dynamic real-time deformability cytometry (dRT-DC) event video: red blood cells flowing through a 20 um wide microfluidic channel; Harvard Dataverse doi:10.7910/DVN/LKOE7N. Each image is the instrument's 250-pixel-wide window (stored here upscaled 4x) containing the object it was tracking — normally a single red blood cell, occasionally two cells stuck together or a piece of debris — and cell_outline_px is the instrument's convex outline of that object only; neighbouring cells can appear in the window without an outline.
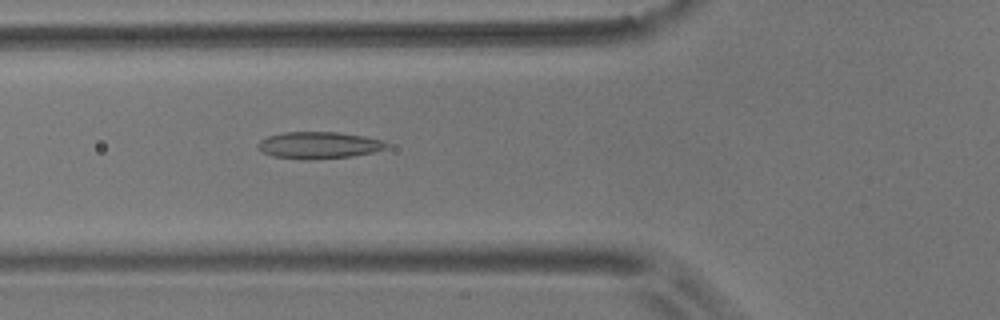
{"species": "common noctule bat (a hibernating species)", "species_latin": "Nyctalus noctula", "temperature_condition": "room temperature", "stored_images_in_passage": 45, "camera_frame_rate_fps": 3000, "um_per_image_px": 0.085, "animal": {"sex": "male", "body_mass_g": 17.9}, "frame": {"image": 1, "passage_image": 10, "time_ms": 3.0, "image_size_px": [1000, 320], "cell_outline_px": [[388, 148], [372, 152], [352, 156], [308, 160], [304, 160], [272, 156], [260, 152], [256, 148], [256, 144], [260, 140], [268, 136], [284, 132], [340, 132], [364, 136], [384, 140], [388, 144]], "centroid_in_image_um": [27.07, 12.34], "position_along_channel_um": 98.7, "area_um2": 20.4}}
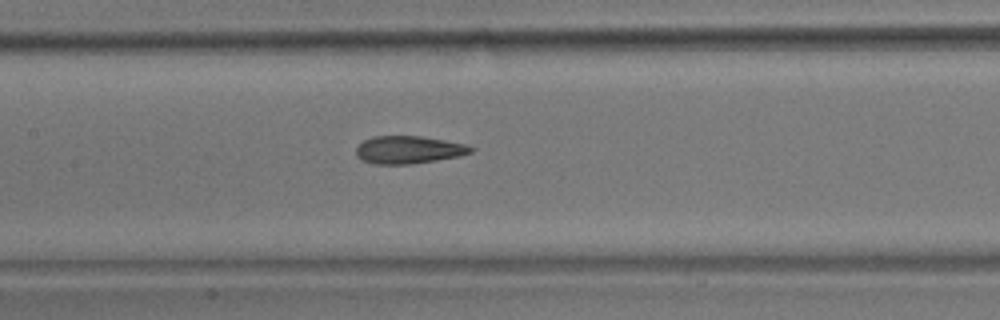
{"frame": {"image": 2, "passage_image": 16, "time_ms": 5.0, "image_size_px": [1000, 320], "cell_outline_px": [[476, 148], [472, 152], [460, 156], [436, 160], [408, 164], [372, 164], [360, 160], [356, 156], [356, 148], [364, 140], [372, 136], [420, 136], [444, 140], [464, 144]], "centroid_in_image_um": [34.7, 12.73], "position_along_channel_um": 172.7, "area_um2": 18.55}}
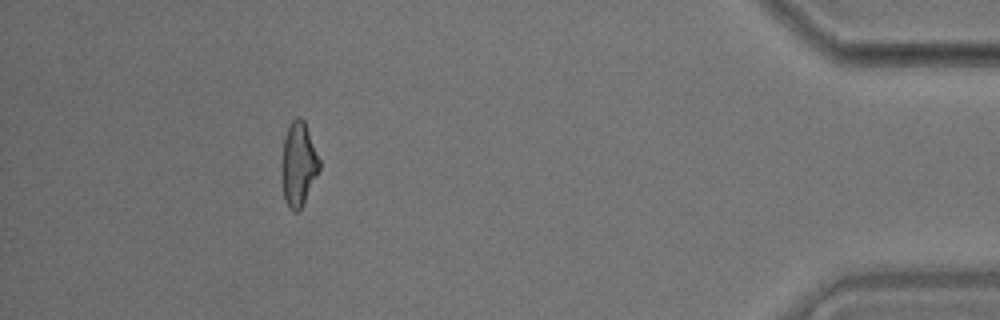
{"frame": {"image": 3, "passage_image": 40, "time_ms": 13.0, "image_size_px": [1000, 320], "cell_outline_px": [[320, 168], [304, 204], [296, 212], [288, 208], [284, 200], [280, 172], [280, 168], [284, 136], [292, 120], [296, 116], [300, 116], [304, 120], [320, 160]], "centroid_in_image_um": [25.34, 13.97], "position_along_channel_um": 409.9, "area_um2": 18.79}, "authors_computed_cell_mechanics": {"area_um2": 18.785, "velocity_mm_per_s": 3.6664, "shape_relaxation_time_tau1_ms": null, "shape_relaxation_time_tau2_ms": 1.6591, "deformation_change_tau1": null, "deformation_change_tau2": 0.1064}}